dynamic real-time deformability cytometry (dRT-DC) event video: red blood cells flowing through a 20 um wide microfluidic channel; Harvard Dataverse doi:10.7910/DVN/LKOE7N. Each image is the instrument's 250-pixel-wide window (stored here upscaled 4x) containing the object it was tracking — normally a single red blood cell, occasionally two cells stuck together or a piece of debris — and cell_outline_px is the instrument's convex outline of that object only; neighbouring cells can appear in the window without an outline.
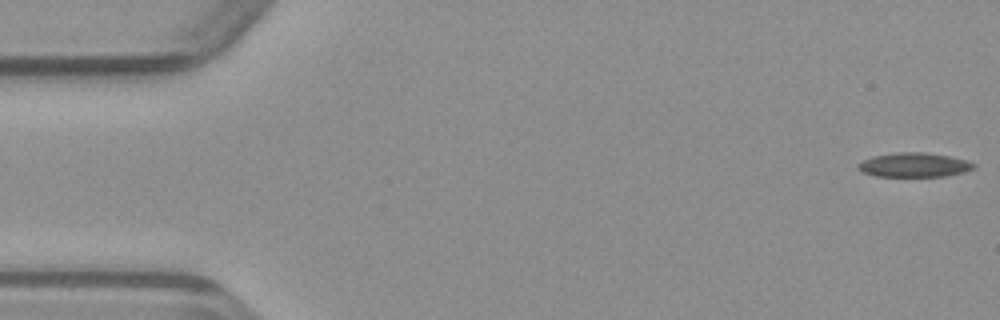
{"species": "common noctule bat (a hibernating species)", "species_latin": "Nyctalus noctula", "temperature_condition": "warm", "stored_images_in_passage": 49, "camera_frame_rate_fps": 3000, "um_per_image_px": 0.085, "animal": {"sex": "male", "body_mass_g": 23.1, "forearm_length_mm": 52.7}, "frame": {"image": 1, "passage_image": 1, "time_ms": 0.0, "image_size_px": [1000, 320], "cell_outline_px": [[976, 168], [964, 172], [944, 176], [876, 176], [864, 172], [856, 168], [856, 164], [872, 156], [896, 152], [924, 152], [948, 156], [964, 160], [976, 164]], "centroid_in_image_um": [77.68, 14.01], "position_along_channel_um": 7.3, "area_um2": 16.3}}
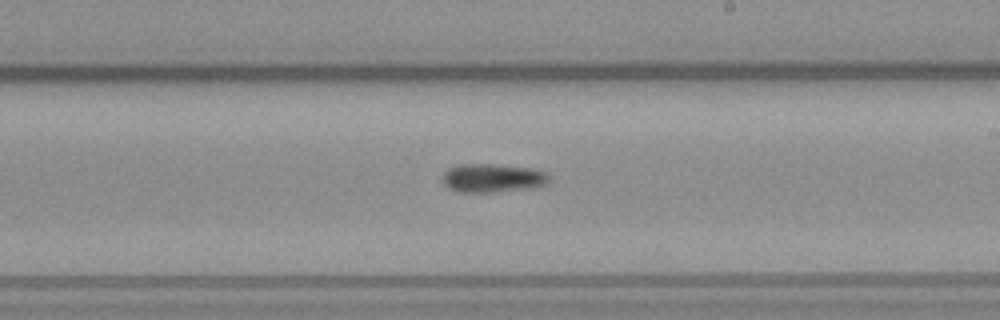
{"frame": {"image": 2, "passage_image": 28, "time_ms": 9.0, "image_size_px": [1000, 320], "cell_outline_px": [[552, 176], [548, 184], [532, 188], [488, 192], [456, 192], [448, 188], [440, 180], [440, 176], [448, 168], [460, 164], [492, 164], [532, 168], [548, 172]], "centroid_in_image_um": [41.87, 15.13], "position_along_channel_um": 247.1, "area_um2": 18.21}}
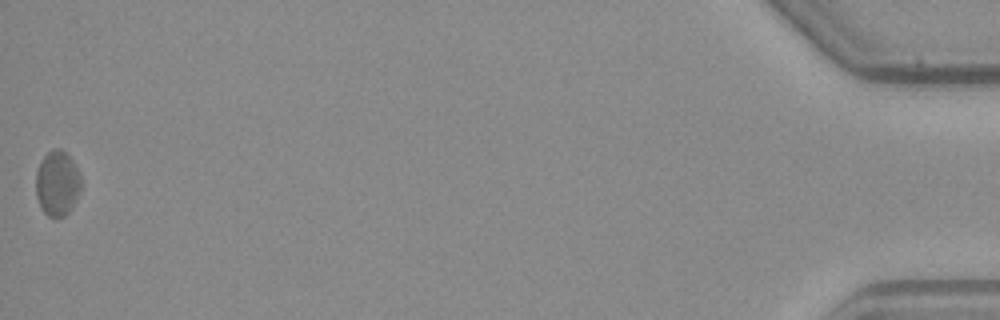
{"frame": {"image": 3, "passage_image": 49, "time_ms": 16.0, "image_size_px": [1000, 320], "cell_outline_px": [[80, 192], [76, 200], [68, 212], [64, 216], [48, 216], [40, 208], [36, 196], [36, 172], [40, 160], [52, 148], [60, 148], [72, 160], [80, 176]], "centroid_in_image_um": [4.84, 15.58], "position_along_channel_um": 430.4, "area_um2": 17.05}}